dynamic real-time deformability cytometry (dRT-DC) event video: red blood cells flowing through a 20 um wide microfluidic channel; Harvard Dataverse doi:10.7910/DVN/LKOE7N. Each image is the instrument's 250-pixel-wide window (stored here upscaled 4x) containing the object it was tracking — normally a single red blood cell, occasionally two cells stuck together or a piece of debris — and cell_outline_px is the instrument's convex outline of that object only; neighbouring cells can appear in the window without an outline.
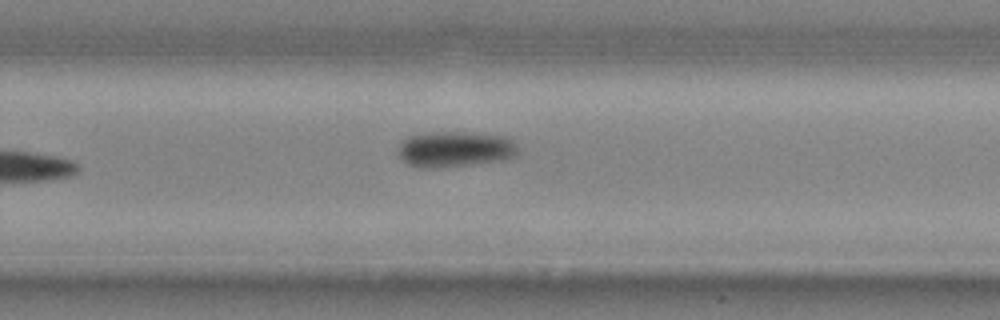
{"species": "common noctule bat (a hibernating species)", "species_latin": "Nyctalus noctula", "temperature_condition": "cold", "stored_images_in_passage": 18, "camera_frame_rate_fps": 3000, "um_per_image_px": 0.085, "animal": {"sex": "male", "body_mass_g": 20.4}, "frame": {"image": 1, "passage_image": 18, "time_ms": 5.667, "image_size_px": [1000, 320], "cell_outline_px": [[520, 156], [508, 160], [472, 164], [432, 168], [416, 168], [400, 160], [400, 144], [408, 136], [420, 132], [464, 132], [508, 136], [516, 140], [520, 152]], "centroid_in_image_um": [38.77, 12.68], "position_along_channel_um": 291.0, "area_um2": 25.72}}